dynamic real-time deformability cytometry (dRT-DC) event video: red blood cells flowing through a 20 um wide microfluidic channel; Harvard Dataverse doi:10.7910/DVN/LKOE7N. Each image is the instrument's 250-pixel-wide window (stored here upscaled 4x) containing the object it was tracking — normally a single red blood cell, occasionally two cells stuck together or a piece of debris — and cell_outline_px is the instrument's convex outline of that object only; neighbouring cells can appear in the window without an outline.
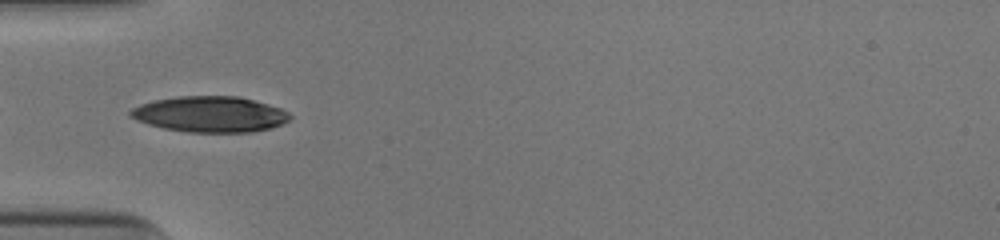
{"species": "human", "species_latin": "Homo sapiens", "temperature_condition": "cold", "stored_images_in_passage": 35, "camera_frame_rate_fps": 3000, "um_per_image_px": 0.085, "donor": {"sex": "male"}, "frame": {"image": 1, "passage_image": 1, "time_ms": 0.0, "image_size_px": [1000, 240], "cell_outline_px": [[292, 116], [288, 120], [280, 124], [268, 128], [252, 132], [188, 132], [164, 128], [148, 124], [136, 120], [128, 116], [128, 112], [132, 108], [140, 104], [152, 100], [180, 96], [240, 96], [268, 104], [280, 108], [288, 112]], "centroid_in_image_um": [17.81, 9.7], "position_along_channel_um": 67.2, "area_um2": 33.29}}
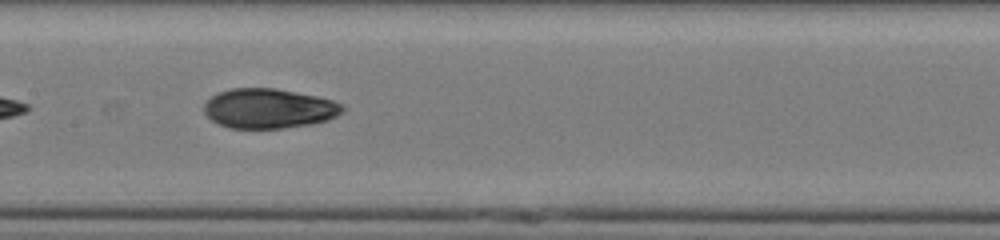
{"frame": {"image": 2, "passage_image": 10, "time_ms": 3.0, "image_size_px": [1000, 240], "cell_outline_px": [[344, 112], [328, 120], [312, 124], [284, 128], [232, 128], [220, 124], [212, 120], [204, 112], [204, 104], [212, 96], [220, 92], [232, 88], [276, 88], [316, 96], [332, 100], [344, 104]], "centroid_in_image_um": [22.89, 9.22], "position_along_channel_um": 184.5, "area_um2": 32.02}}
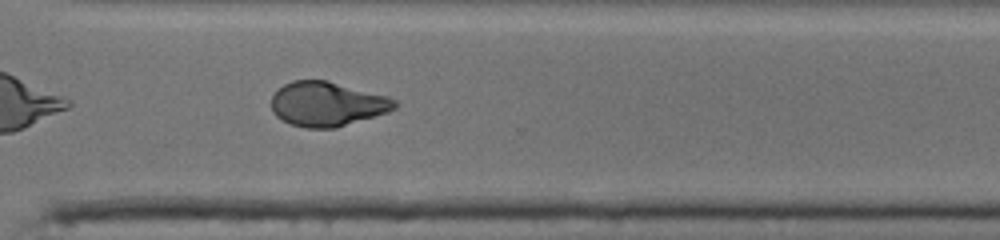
{"frame": {"image": 3, "passage_image": 22, "time_ms": 7.0, "image_size_px": [1000, 240], "cell_outline_px": [[396, 108], [388, 112], [336, 128], [304, 128], [288, 124], [276, 116], [272, 112], [272, 96], [284, 84], [292, 80], [328, 80], [388, 96], [396, 100]], "centroid_in_image_um": [27.8, 8.84], "position_along_channel_um": 342.8, "area_um2": 32.14}, "authors_computed_cell_mechanics": {"area_um2": 32.3102, "velocity_mm_per_s": 3.96, "shape_relaxation_time_tau1_ms": 7.7467, "shape_relaxation_time_tau2_ms": 3.1024, "deformation_change_tau1": 0.2276, "deformation_change_tau2": 0.0676}}